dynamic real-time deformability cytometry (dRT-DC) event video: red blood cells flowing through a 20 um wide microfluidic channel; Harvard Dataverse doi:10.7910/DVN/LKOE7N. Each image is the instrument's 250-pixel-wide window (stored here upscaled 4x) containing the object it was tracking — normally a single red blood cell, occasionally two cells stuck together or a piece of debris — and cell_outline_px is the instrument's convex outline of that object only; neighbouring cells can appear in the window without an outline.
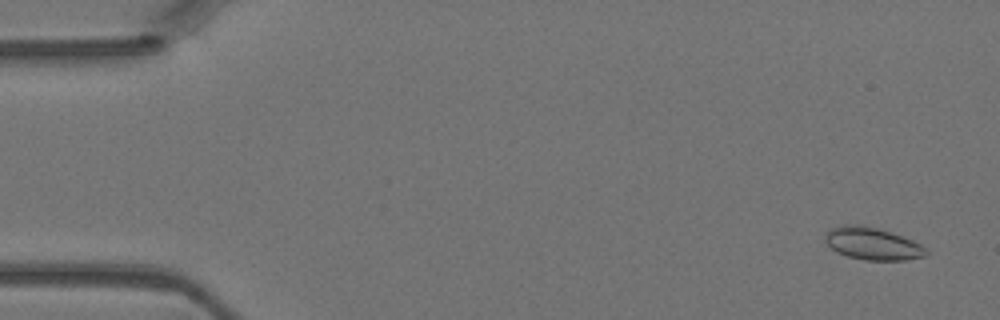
{"species": "Egyptian fruit bat (a non-hibernating species)", "species_latin": "Rousettus aegyptiacus", "temperature_condition": "warm", "stored_images_in_passage": 15, "camera_frame_rate_fps": 3000, "um_per_image_px": 0.085, "animal": {"sex": "female"}, "frame": {"image": 1, "passage_image": 3, "time_ms": 0.667, "image_size_px": [1000, 320], "cell_outline_px": [[928, 252], [924, 256], [904, 260], [864, 260], [848, 256], [836, 252], [824, 240], [824, 236], [832, 228], [844, 224], [864, 224], [912, 240], [920, 244]], "centroid_in_image_um": [74.12, 20.71], "position_along_channel_um": 10.9, "area_um2": 18.79}}
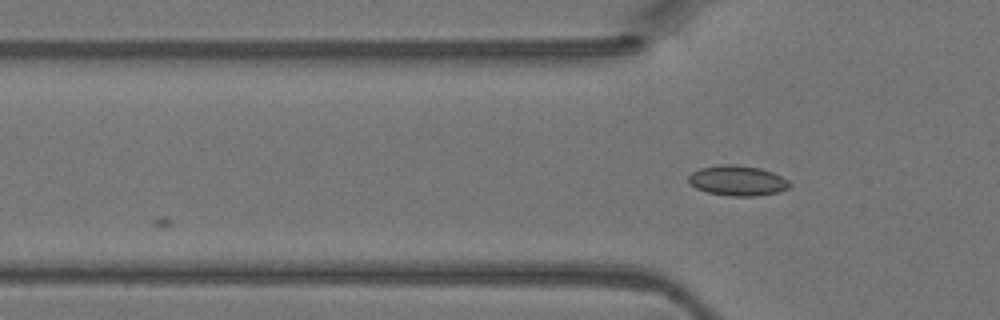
{"frame": {"image": 2, "passage_image": 15, "time_ms": 4.667, "image_size_px": [1000, 320], "cell_outline_px": [[792, 184], [788, 188], [780, 192], [756, 196], [732, 196], [708, 192], [696, 188], [688, 184], [688, 176], [692, 172], [700, 168], [720, 164], [736, 164], [760, 168], [772, 172], [788, 180]], "centroid_in_image_um": [62.68, 15.35], "position_along_channel_um": 63.1, "area_um2": 17.92}}